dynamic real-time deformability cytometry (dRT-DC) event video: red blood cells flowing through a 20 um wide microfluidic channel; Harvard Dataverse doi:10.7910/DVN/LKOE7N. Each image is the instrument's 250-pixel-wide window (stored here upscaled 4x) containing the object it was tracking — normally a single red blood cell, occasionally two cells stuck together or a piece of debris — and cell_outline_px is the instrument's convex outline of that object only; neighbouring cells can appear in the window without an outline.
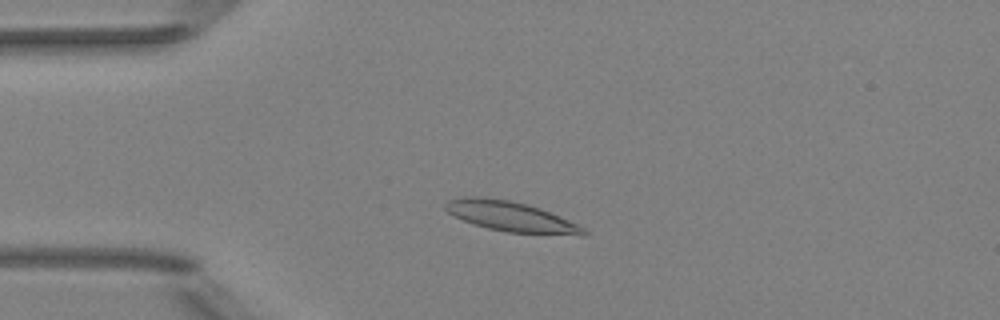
{"species": "Egyptian fruit bat (a non-hibernating species)", "species_latin": "Rousettus aegyptiacus", "temperature_condition": "room temperature", "stored_images_in_passage": 49, "camera_frame_rate_fps": 3000, "um_per_image_px": 0.085, "animal": {"sex": "female"}, "frame": {"image": 1, "passage_image": 10, "time_ms": 3.0, "image_size_px": [1000, 320], "cell_outline_px": [[588, 236], [580, 236], [508, 232], [488, 228], [472, 224], [452, 216], [444, 208], [444, 204], [448, 200], [464, 196], [476, 196], [508, 200], [528, 204], [540, 208], [568, 220], [584, 228], [588, 232]], "centroid_in_image_um": [43.41, 18.41], "position_along_channel_um": 41.6, "area_um2": 24.39}}
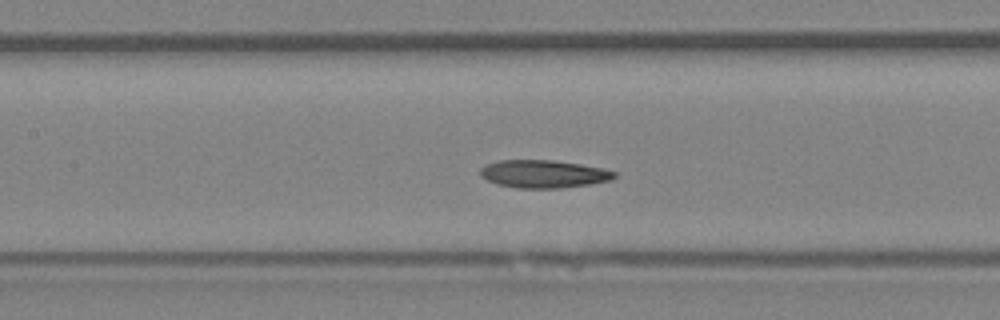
{"frame": {"image": 2, "passage_image": 21, "time_ms": 6.667, "image_size_px": [1000, 320], "cell_outline_px": [[616, 176], [612, 180], [564, 188], [516, 188], [496, 184], [480, 176], [480, 168], [488, 164], [500, 160], [552, 160], [580, 164], [604, 168], [616, 172]], "centroid_in_image_um": [46.21, 14.79], "position_along_channel_um": 161.2, "area_um2": 21.79}}
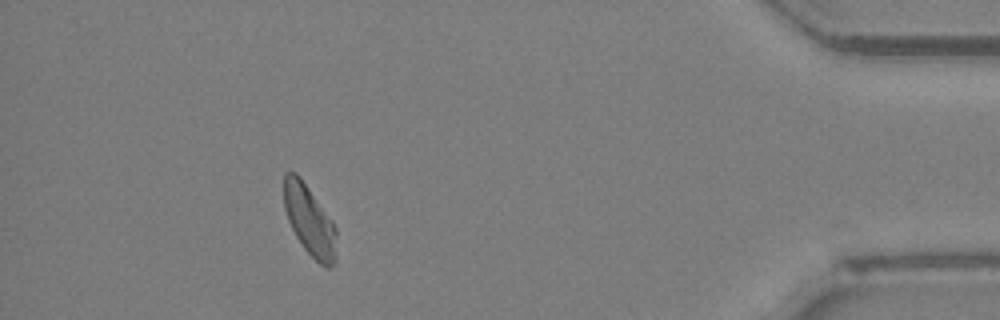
{"frame": {"image": 3, "passage_image": 44, "time_ms": 14.333, "image_size_px": [1000, 320], "cell_outline_px": [[336, 260], [332, 268], [324, 268], [304, 248], [296, 236], [288, 220], [284, 208], [284, 172], [296, 172], [300, 176], [332, 220], [336, 228]], "centroid_in_image_um": [26.32, 18.75], "position_along_channel_um": 408.9, "area_um2": 21.56}, "authors_computed_cell_mechanics": {"area_um2": 21.5594, "velocity_mm_per_s": 3.9652, "shape_relaxation_time_tau1_ms": 3.8989, "shape_relaxation_time_tau2_ms": 2.5372, "deformation_change_tau1": 0.1317, "deformation_change_tau2": 0.0867}}